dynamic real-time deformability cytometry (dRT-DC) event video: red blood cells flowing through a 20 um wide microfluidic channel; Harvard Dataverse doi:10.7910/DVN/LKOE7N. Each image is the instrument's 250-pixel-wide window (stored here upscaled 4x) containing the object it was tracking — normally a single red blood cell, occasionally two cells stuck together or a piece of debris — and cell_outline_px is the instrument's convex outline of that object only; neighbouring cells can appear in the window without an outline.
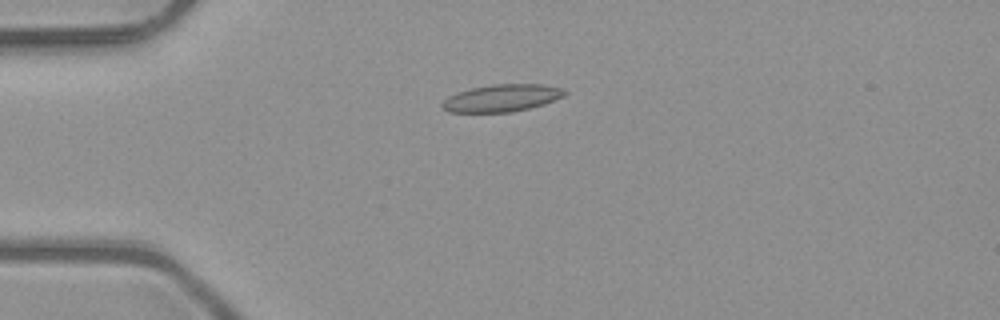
{"species": "common noctule bat (a hibernating species)", "species_latin": "Nyctalus noctula", "temperature_condition": "room temperature", "stored_images_in_passage": 6, "camera_frame_rate_fps": 3000, "um_per_image_px": 0.085, "animal": {"sex": "male", "body_mass_g": 23.1, "forearm_length_mm": 52.7}, "frame": {"image": 1, "passage_image": 3, "time_ms": 0.667, "image_size_px": [1000, 320], "cell_outline_px": [[568, 92], [564, 96], [544, 104], [512, 112], [448, 112], [440, 104], [448, 96], [472, 88], [492, 84], [544, 84], [560, 88]], "centroid_in_image_um": [42.67, 8.33], "position_along_channel_um": 42.3, "area_um2": 19.31}}
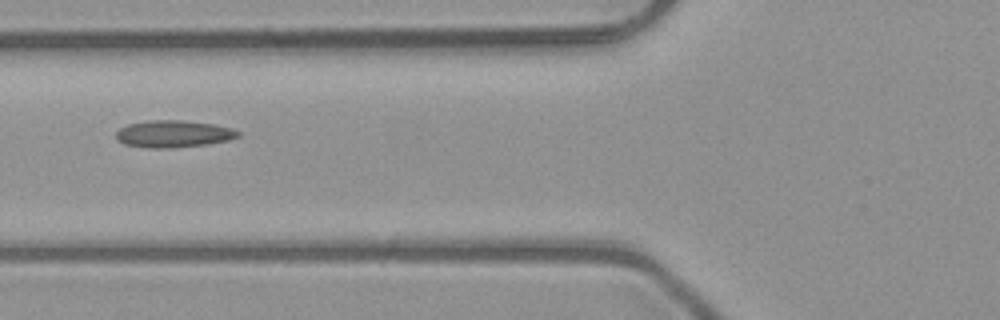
{"frame": {"image": 2, "passage_image": 5, "time_ms": 1.333, "image_size_px": [1000, 320], "cell_outline_px": [[240, 136], [228, 140], [208, 144], [172, 148], [148, 148], [124, 144], [116, 140], [116, 132], [120, 128], [128, 124], [148, 120], [184, 120], [212, 124], [232, 128], [240, 132]], "centroid_in_image_um": [14.73, 11.38], "position_along_channel_um": 111.1, "area_um2": 19.36}}
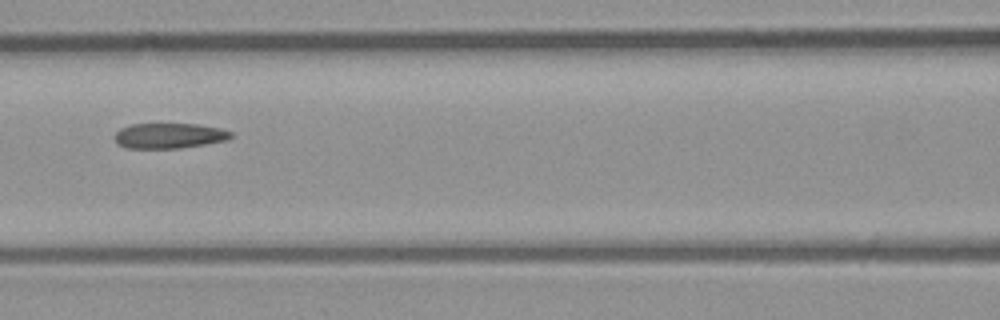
{"frame": {"image": 3, "passage_image": 6, "time_ms": 1.667, "image_size_px": [1000, 320], "cell_outline_px": [[232, 136], [228, 140], [180, 148], [124, 148], [116, 144], [116, 132], [120, 128], [132, 124], [200, 124], [220, 128], [232, 132]], "centroid_in_image_um": [14.38, 11.53], "position_along_channel_um": 152.2, "area_um2": 17.17}}